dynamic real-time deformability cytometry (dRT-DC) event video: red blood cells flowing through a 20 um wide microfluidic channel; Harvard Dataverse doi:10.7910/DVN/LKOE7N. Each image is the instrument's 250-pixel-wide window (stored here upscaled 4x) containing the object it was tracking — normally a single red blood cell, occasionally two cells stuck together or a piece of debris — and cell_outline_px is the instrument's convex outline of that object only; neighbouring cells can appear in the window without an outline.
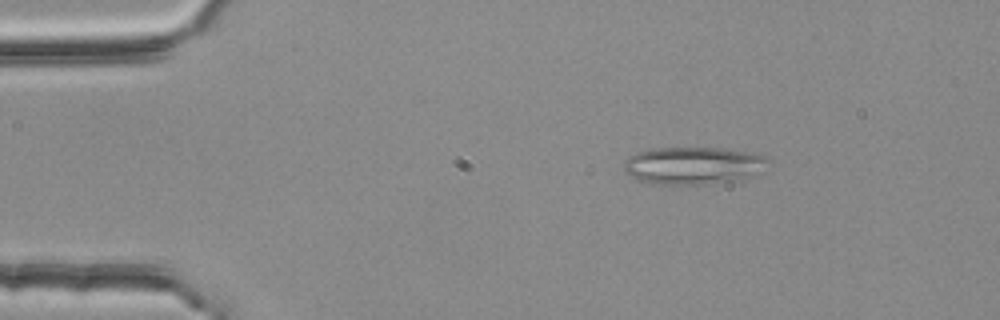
{"species": "common noctule bat (a hibernating species)", "species_latin": "Nyctalus noctula", "temperature_condition": "room temperature", "stored_images_in_passage": 27, "camera_frame_rate_fps": 3000, "um_per_image_px": 0.085, "animal": {"sex": "female", "body_mass_g": 25.1}, "frame": {"image": 1, "passage_image": 9, "time_ms": 2.667, "image_size_px": [1000, 320], "cell_outline_px": [[768, 160], [752, 176], [732, 180], [708, 184], [656, 184], [640, 180], [632, 176], [624, 168], [624, 160], [628, 156], [636, 152], [652, 148], [724, 148], [748, 152], [764, 156]], "centroid_in_image_um": [58.85, 14.05], "position_along_channel_um": 26.2, "area_um2": 30.92}}
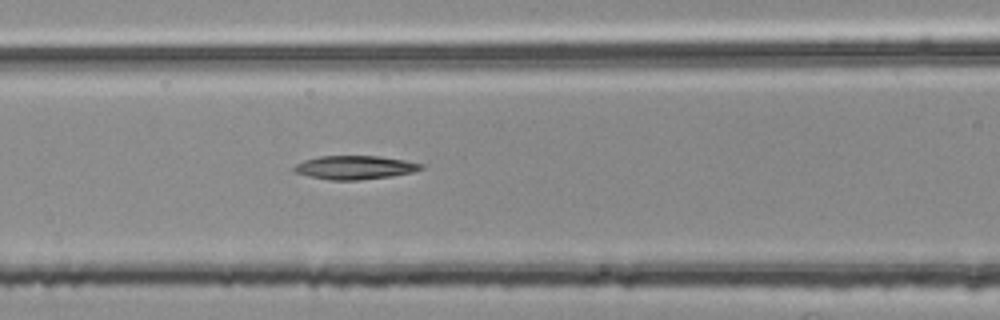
{"frame": {"image": 2, "passage_image": 23, "time_ms": 7.333, "image_size_px": [1000, 320], "cell_outline_px": [[424, 168], [412, 172], [392, 176], [360, 180], [328, 180], [308, 176], [292, 172], [292, 168], [296, 164], [304, 160], [320, 156], [380, 156], [404, 160], [424, 164]], "centroid_in_image_um": [30.13, 14.24], "position_along_channel_um": 136.5, "area_um2": 17.63}}
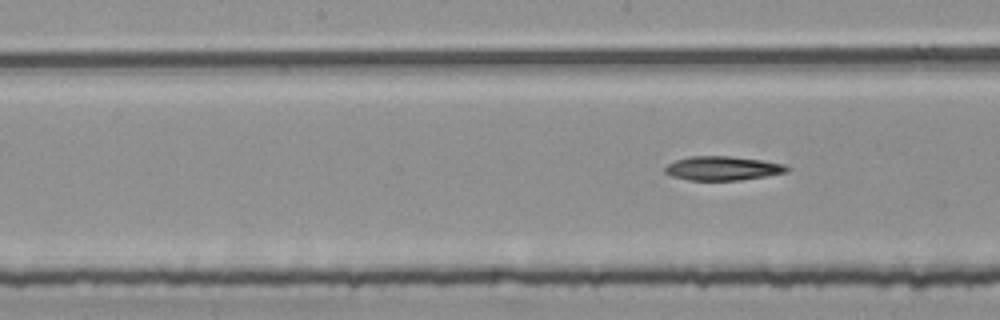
{"frame": {"image": 3, "passage_image": 27, "time_ms": 8.667, "image_size_px": [1000, 320], "cell_outline_px": [[792, 168], [788, 172], [740, 180], [688, 180], [672, 176], [664, 172], [664, 168], [668, 164], [676, 160], [692, 156], [732, 156], [764, 160], [784, 164]], "centroid_in_image_um": [61.46, 14.3], "position_along_channel_um": 186.7, "area_um2": 17.17}}